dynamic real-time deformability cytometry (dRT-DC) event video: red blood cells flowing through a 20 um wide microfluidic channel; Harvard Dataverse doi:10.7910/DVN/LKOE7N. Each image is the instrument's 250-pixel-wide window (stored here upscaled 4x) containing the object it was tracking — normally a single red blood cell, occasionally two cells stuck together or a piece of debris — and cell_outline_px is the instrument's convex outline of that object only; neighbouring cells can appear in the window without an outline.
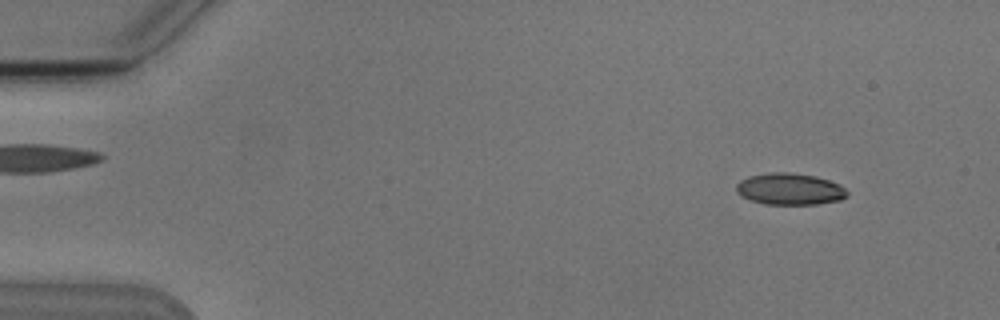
{"species": "Egyptian fruit bat (a non-hibernating species)", "species_latin": "Rousettus aegyptiacus", "temperature_condition": "cold", "stored_images_in_passage": 8, "camera_frame_rate_fps": 3000, "um_per_image_px": 0.085, "animal": {"sex": "male"}, "frame": {"image": 1, "passage_image": 1, "time_ms": 0.0, "image_size_px": [1000, 320], "cell_outline_px": [[848, 196], [840, 200], [816, 204], [764, 204], [752, 200], [736, 192], [736, 184], [740, 180], [748, 176], [768, 172], [788, 172], [816, 176], [840, 184], [848, 192]], "centroid_in_image_um": [67.14, 16.06], "position_along_channel_um": 17.9, "area_um2": 20.46}}
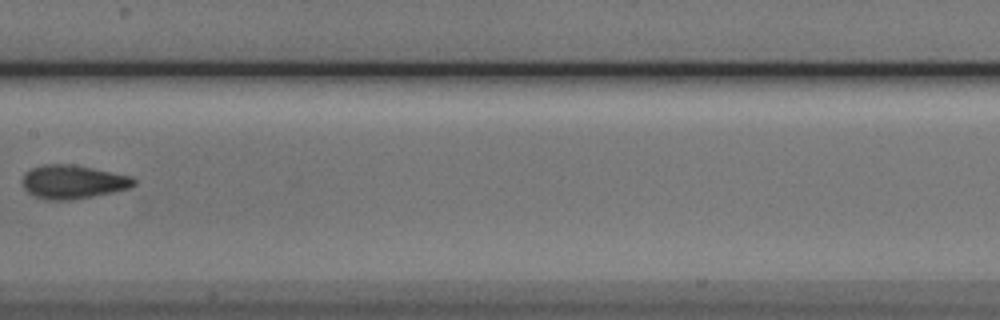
{"frame": {"image": 2, "passage_image": 7, "time_ms": 7.667, "image_size_px": [1000, 320], "cell_outline_px": [[136, 184], [128, 188], [112, 192], [72, 200], [48, 200], [36, 196], [28, 192], [24, 188], [24, 172], [32, 168], [44, 164], [72, 164], [132, 176], [136, 180]], "centroid_in_image_um": [6.21, 15.45], "position_along_channel_um": 201.2, "area_um2": 21.68}}
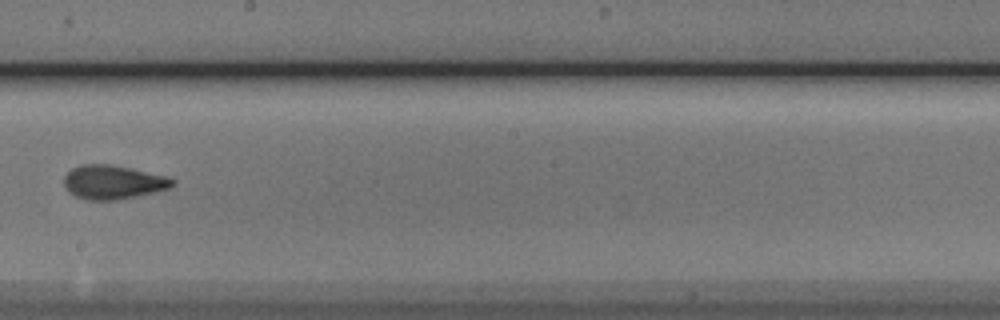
{"frame": {"image": 3, "passage_image": 8, "time_ms": 8.667, "image_size_px": [1000, 320], "cell_outline_px": [[176, 184], [172, 188], [156, 192], [116, 200], [88, 200], [76, 196], [68, 192], [64, 184], [64, 176], [72, 168], [84, 164], [112, 164], [168, 176], [176, 180]], "centroid_in_image_um": [9.66, 15.48], "position_along_channel_um": 238.5, "area_um2": 21.68}}